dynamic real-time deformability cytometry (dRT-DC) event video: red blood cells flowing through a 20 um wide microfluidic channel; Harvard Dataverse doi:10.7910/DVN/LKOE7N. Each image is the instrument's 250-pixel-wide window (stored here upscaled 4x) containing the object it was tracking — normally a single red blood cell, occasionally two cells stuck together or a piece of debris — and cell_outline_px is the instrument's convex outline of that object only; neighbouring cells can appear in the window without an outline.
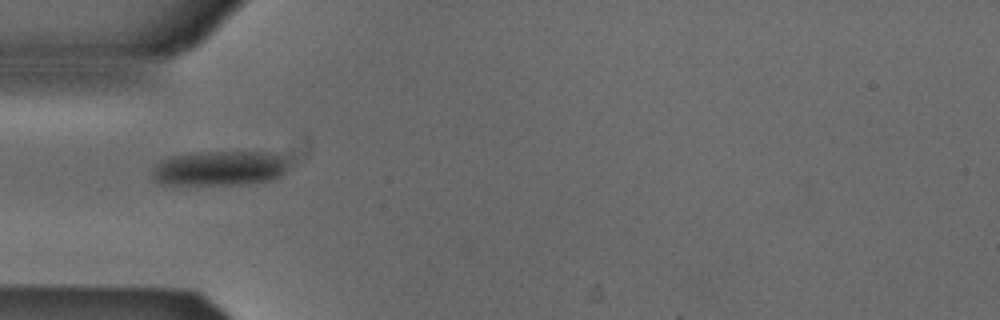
{"species": "Egyptian fruit bat (a non-hibernating species)", "species_latin": "Rousettus aegyptiacus", "temperature_condition": "cold", "stored_images_in_passage": 22, "camera_frame_rate_fps": 3000, "um_per_image_px": 0.085, "animal": {"sex": "male"}, "frame": {"image": 1, "passage_image": 1, "time_ms": 0.0, "image_size_px": [1000, 320], "cell_outline_px": [[284, 172], [280, 176], [268, 180], [240, 184], [160, 184], [152, 176], [152, 172], [156, 164], [160, 160], [168, 156], [192, 152], [268, 152], [280, 156], [284, 160]], "centroid_in_image_um": [18.56, 14.29], "position_along_channel_um": 66.4, "area_um2": 27.28}}
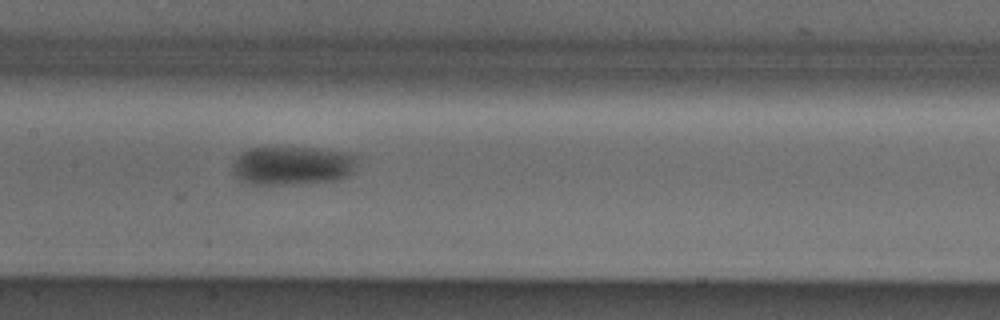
{"frame": {"image": 2, "passage_image": 10, "time_ms": 3.0, "image_size_px": [1000, 320], "cell_outline_px": [[360, 156], [352, 172], [348, 176], [336, 180], [300, 184], [252, 184], [236, 176], [232, 172], [232, 164], [236, 156], [240, 152], [248, 148], [316, 148], [352, 152]], "centroid_in_image_um": [24.9, 14.06], "position_along_channel_um": 182.5, "area_um2": 28.55}}
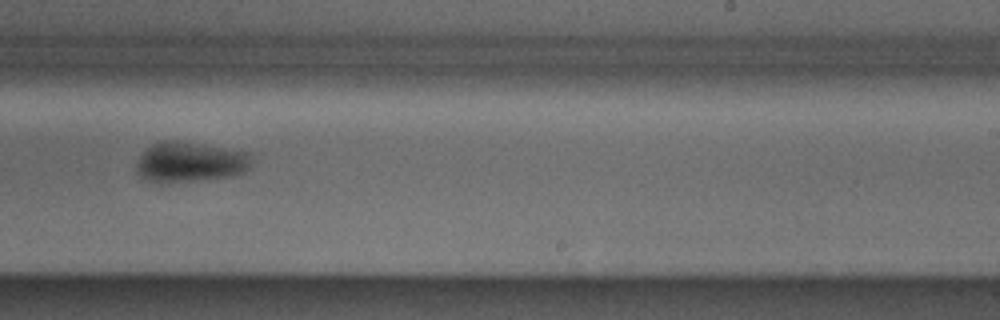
{"frame": {"image": 3, "passage_image": 17, "time_ms": 5.333, "image_size_px": [1000, 320], "cell_outline_px": [[252, 160], [248, 168], [244, 172], [232, 176], [160, 184], [136, 172], [136, 164], [140, 156], [152, 144], [164, 140], [176, 140], [252, 152]], "centroid_in_image_um": [16.19, 13.76], "position_along_channel_um": 272.8, "area_um2": 26.99}}